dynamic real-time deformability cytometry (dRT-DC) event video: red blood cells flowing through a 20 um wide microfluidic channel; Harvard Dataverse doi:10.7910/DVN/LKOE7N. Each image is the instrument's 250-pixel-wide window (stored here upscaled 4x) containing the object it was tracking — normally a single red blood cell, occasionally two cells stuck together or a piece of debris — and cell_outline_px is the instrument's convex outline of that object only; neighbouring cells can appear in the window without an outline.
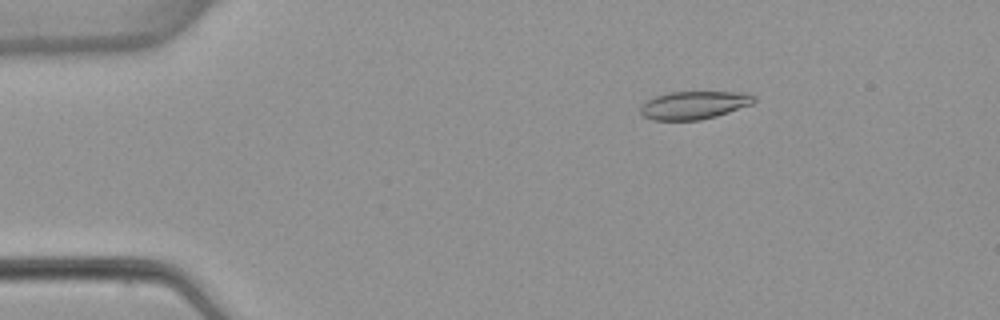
{"species": "common noctule bat (a hibernating species)", "species_latin": "Nyctalus noctula", "temperature_condition": "warm", "stored_images_in_passage": 7, "camera_frame_rate_fps": 3000, "um_per_image_px": 0.085, "animal": {"sex": "female", "body_mass_g": 22.7, "forearm_length_mm": 54.2}, "frame": {"image": 1, "passage_image": 2, "time_ms": 2.0, "image_size_px": [1000, 320], "cell_outline_px": [[756, 100], [752, 104], [716, 116], [700, 120], [652, 120], [644, 116], [640, 112], [640, 108], [644, 100], [668, 92], [748, 92], [756, 96]], "centroid_in_image_um": [58.99, 8.92], "position_along_channel_um": 26.0, "area_um2": 18.67}}
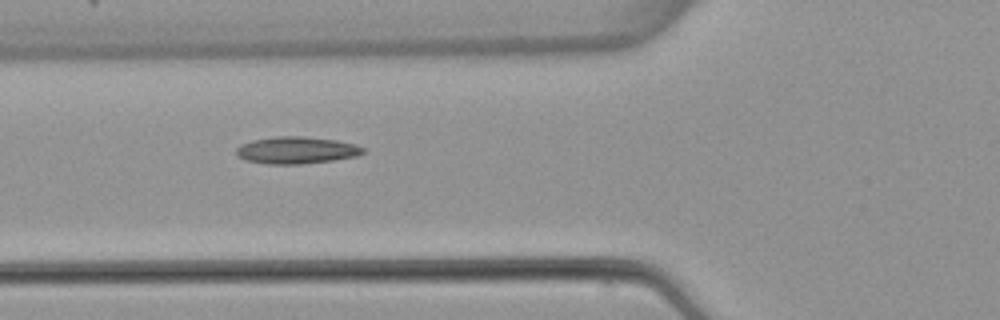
{"frame": {"image": 2, "passage_image": 5, "time_ms": 5.667, "image_size_px": [1000, 320], "cell_outline_px": [[364, 152], [356, 156], [332, 160], [300, 164], [268, 164], [248, 160], [236, 156], [236, 148], [240, 144], [252, 140], [276, 136], [304, 136], [336, 140], [356, 144], [364, 148]], "centroid_in_image_um": [25.18, 12.76], "position_along_channel_um": 100.6, "area_um2": 19.94}}
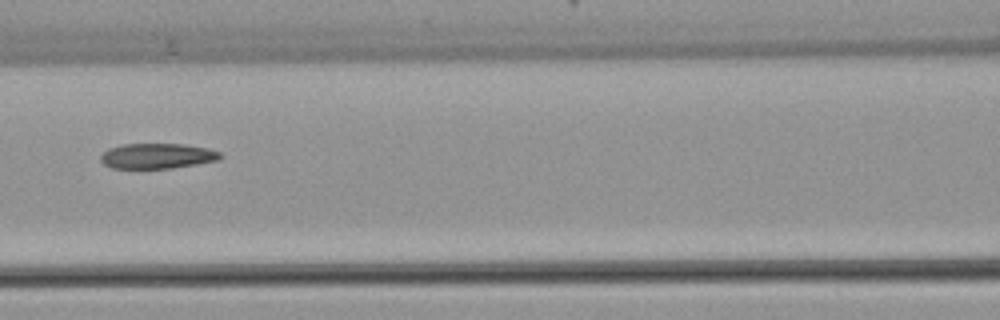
{"frame": {"image": 3, "passage_image": 6, "time_ms": 7.0, "image_size_px": [1000, 320], "cell_outline_px": [[224, 156], [220, 160], [172, 168], [112, 168], [104, 164], [100, 160], [100, 156], [108, 148], [124, 144], [184, 144], [208, 148], [220, 152]], "centroid_in_image_um": [13.39, 13.25], "position_along_channel_um": 153.2, "area_um2": 17.69}}